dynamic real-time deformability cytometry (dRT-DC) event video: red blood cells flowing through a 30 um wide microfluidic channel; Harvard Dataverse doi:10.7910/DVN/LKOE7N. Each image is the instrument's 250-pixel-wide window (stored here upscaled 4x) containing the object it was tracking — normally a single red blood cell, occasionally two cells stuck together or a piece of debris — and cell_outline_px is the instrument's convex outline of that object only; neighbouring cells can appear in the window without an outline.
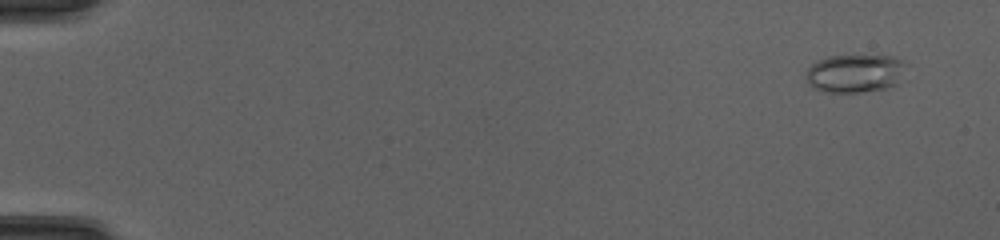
{"species": "common noctule bat (a hibernating species)", "species_latin": "Nyctalus noctula", "temperature_condition": "cold", "stored_images_in_passage": 51, "camera_frame_rate_fps": 3000, "um_per_image_px": 0.085, "animal": {"sex": "female", "body_mass_g": 20.0, "forearm_length_mm": 54.0}, "frame": {"image": 1, "passage_image": 4, "time_ms": 1.0, "image_size_px": [1000, 240], "cell_outline_px": [[904, 64], [896, 84], [884, 88], [860, 92], [824, 92], [812, 88], [808, 84], [804, 76], [804, 72], [816, 60], [828, 56], [892, 56], [904, 60]], "centroid_in_image_um": [72.56, 6.23], "position_along_channel_um": 12.4, "area_um2": 22.2}}
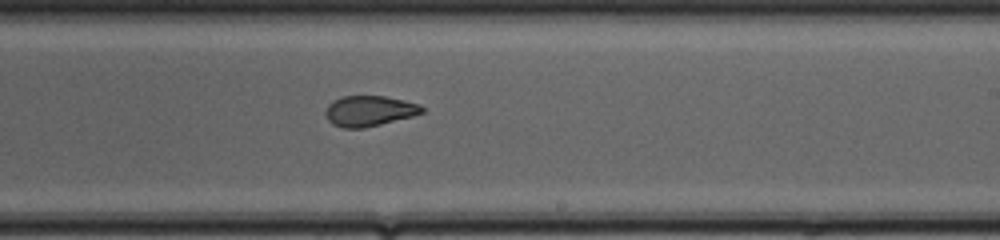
{"frame": {"image": 2, "passage_image": 33, "time_ms": 10.667, "image_size_px": [1000, 240], "cell_outline_px": [[424, 112], [412, 116], [364, 128], [344, 128], [332, 124], [328, 120], [324, 112], [328, 104], [332, 100], [344, 96], [384, 96], [404, 100], [420, 104], [424, 108]], "centroid_in_image_um": [31.37, 9.42], "position_along_channel_um": 257.6, "area_um2": 17.17}}
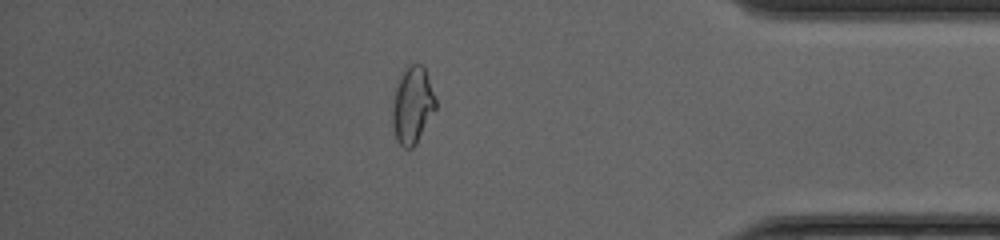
{"frame": {"image": 3, "passage_image": 45, "time_ms": 14.667, "image_size_px": [1000, 240], "cell_outline_px": [[436, 108], [416, 144], [412, 148], [404, 148], [396, 140], [392, 124], [392, 104], [396, 80], [404, 68], [408, 64], [420, 64], [424, 68], [436, 100]], "centroid_in_image_um": [35.02, 8.93], "position_along_channel_um": 400.2, "area_um2": 19.54}, "authors_computed_cell_mechanics": {"area_um2": 19.2474, "velocity_mm_per_s": 4.2231, "shape_relaxation_time_tau1_ms": null, "shape_relaxation_time_tau2_ms": 1.6449, "deformation_change_tau1": null, "deformation_change_tau2": 0.0786}}